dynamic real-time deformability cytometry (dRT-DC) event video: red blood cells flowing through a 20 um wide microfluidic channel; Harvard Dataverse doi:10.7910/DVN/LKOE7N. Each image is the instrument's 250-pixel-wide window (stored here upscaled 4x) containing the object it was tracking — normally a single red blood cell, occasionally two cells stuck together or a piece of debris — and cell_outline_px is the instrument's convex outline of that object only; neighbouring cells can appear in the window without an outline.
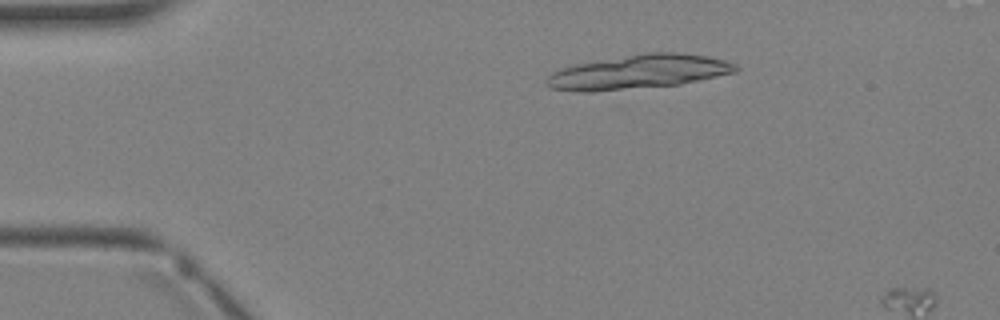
{"species": "Egyptian fruit bat (a non-hibernating species)", "species_latin": "Rousettus aegyptiacus", "temperature_condition": "warm", "stored_images_in_passage": 2, "camera_frame_rate_fps": 3000, "um_per_image_px": 0.085, "animal": {"sex": "female"}, "frame": {"image": 1, "passage_image": 1, "time_ms": 0.0, "image_size_px": [1000, 320], "cell_outline_px": [[740, 68], [736, 72], [680, 84], [592, 92], [580, 92], [552, 88], [544, 84], [544, 80], [552, 72], [560, 68], [576, 64], [644, 52], [676, 52], [704, 56], [724, 60], [736, 64]], "centroid_in_image_um": [54.24, 6.11], "position_along_channel_um": 30.8, "area_um2": 37.51}}